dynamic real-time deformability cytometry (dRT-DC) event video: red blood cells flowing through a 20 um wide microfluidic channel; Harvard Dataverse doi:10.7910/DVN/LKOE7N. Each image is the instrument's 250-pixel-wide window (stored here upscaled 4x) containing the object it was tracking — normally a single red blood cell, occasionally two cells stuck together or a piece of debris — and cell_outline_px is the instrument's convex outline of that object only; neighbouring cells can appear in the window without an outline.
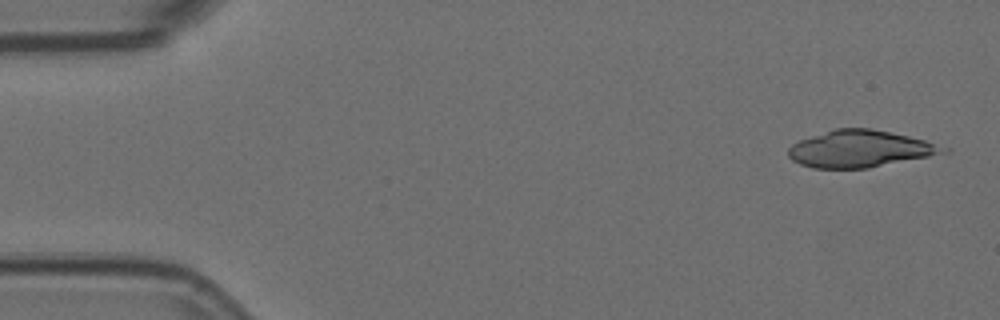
{"species": "Egyptian fruit bat (a non-hibernating species)", "species_latin": "Rousettus aegyptiacus", "temperature_condition": "room temperature", "stored_images_in_passage": 17, "camera_frame_rate_fps": 3000, "um_per_image_px": 0.085, "animal": {"sex": "female"}, "frame": {"image": 1, "passage_image": 2, "time_ms": 0.333, "image_size_px": [1000, 320], "cell_outline_px": [[952, 152], [868, 168], [812, 168], [800, 164], [792, 160], [788, 156], [788, 148], [792, 144], [800, 140], [836, 128], [872, 128], [908, 136], [924, 140], [952, 148]], "centroid_in_image_um": [73.15, 12.66], "position_along_channel_um": 11.8, "area_um2": 33.41}}